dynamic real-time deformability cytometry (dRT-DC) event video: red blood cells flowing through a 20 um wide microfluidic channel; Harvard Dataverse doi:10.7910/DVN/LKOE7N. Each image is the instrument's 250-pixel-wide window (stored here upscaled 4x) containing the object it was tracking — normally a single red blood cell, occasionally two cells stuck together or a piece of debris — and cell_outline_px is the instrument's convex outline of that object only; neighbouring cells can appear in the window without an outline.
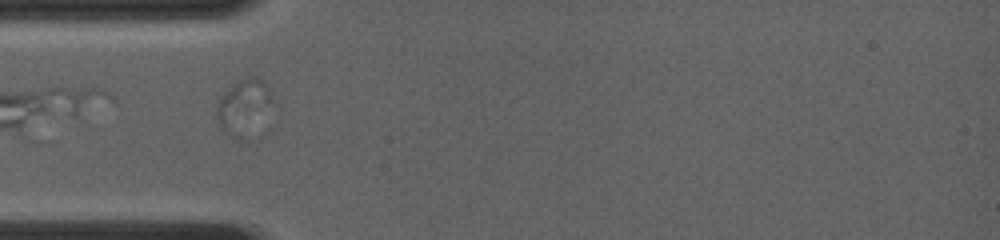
{"species": "common noctule bat (a hibernating species)", "species_latin": "Nyctalus noctula", "temperature_condition": "room temperature", "stored_images_in_passage": 2, "camera_frame_rate_fps": 4000, "um_per_image_px": 0.085, "animal": {"sex": "female", "body_mass_g": 19.0, "forearm_length_mm": 56.7}, "frame": {"image": 1, "passage_image": 1, "time_ms": 0.0, "image_size_px": [1000, 240], "cell_outline_px": [[276, 104], [240, 136], [232, 136], [224, 132], [220, 128], [216, 116], [216, 108], [220, 100], [240, 80], [252, 76], [264, 80]], "centroid_in_image_um": [20.73, 9.0], "position_along_channel_um": 64.3, "area_um2": 16.59}}
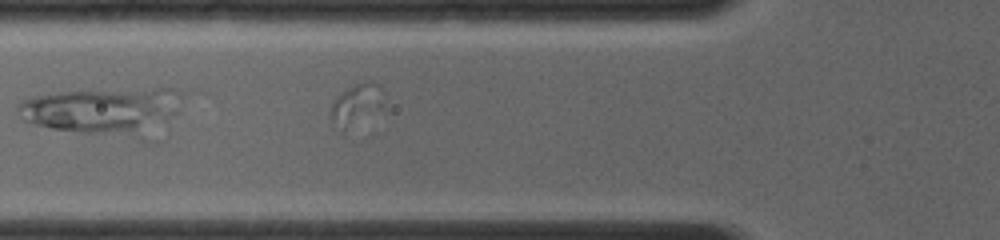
{"frame": {"image": 2, "passage_image": 2, "time_ms": 0.75, "image_size_px": [1000, 240], "cell_outline_px": [[388, 112], [344, 132], [340, 132], [332, 120], [332, 104], [348, 88], [356, 84], [368, 80], [372, 80], [380, 84]], "centroid_in_image_um": [30.48, 8.97], "position_along_channel_um": 95.3, "area_um2": 13.99}}